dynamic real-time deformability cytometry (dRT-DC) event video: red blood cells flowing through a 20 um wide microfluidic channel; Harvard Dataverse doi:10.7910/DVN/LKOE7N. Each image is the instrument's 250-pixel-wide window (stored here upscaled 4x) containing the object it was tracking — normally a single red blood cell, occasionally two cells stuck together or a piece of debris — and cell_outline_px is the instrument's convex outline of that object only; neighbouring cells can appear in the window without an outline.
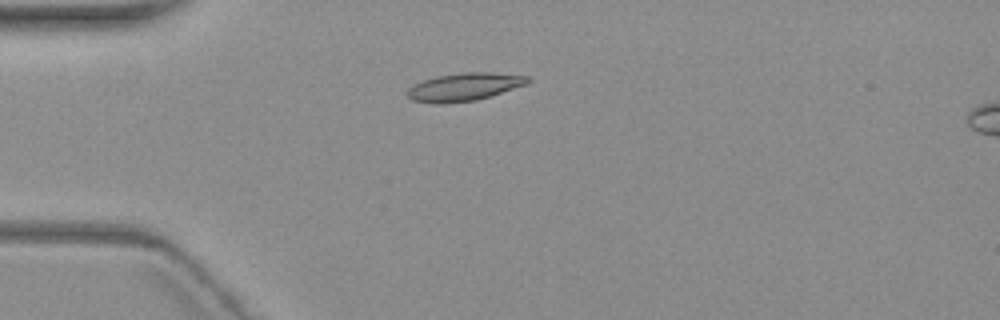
{"species": "common noctule bat (a hibernating species)", "species_latin": "Nyctalus noctula", "temperature_condition": "warm", "stored_images_in_passage": 6, "camera_frame_rate_fps": 3000, "um_per_image_px": 0.085, "animal": {"sex": "female", "body_mass_g": 19.3, "forearm_length_mm": 54.1}, "frame": {"image": 1, "passage_image": 3, "time_ms": 2.333, "image_size_px": [1000, 320], "cell_outline_px": [[532, 80], [528, 84], [476, 100], [440, 104], [432, 104], [412, 100], [408, 96], [408, 88], [412, 84], [436, 76], [460, 72], [492, 72], [528, 76]], "centroid_in_image_um": [39.46, 7.38], "position_along_channel_um": 45.5, "area_um2": 19.71}}
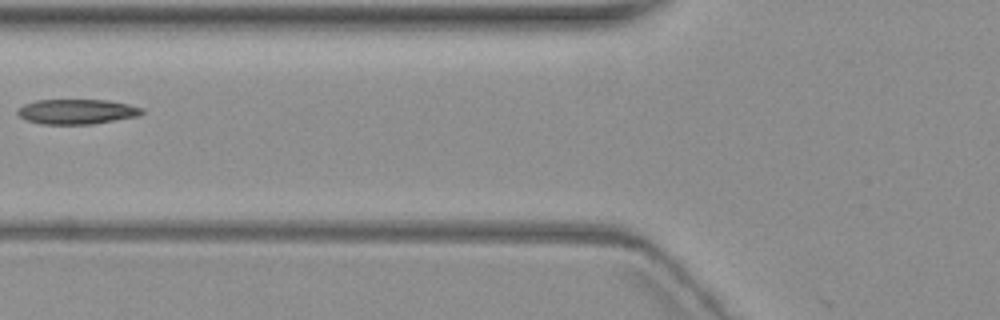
{"frame": {"image": 2, "passage_image": 5, "time_ms": 5.0, "image_size_px": [1000, 320], "cell_outline_px": [[144, 112], [136, 116], [92, 124], [40, 124], [28, 120], [20, 116], [16, 112], [24, 104], [36, 100], [108, 100], [128, 104], [144, 108]], "centroid_in_image_um": [6.53, 9.48], "position_along_channel_um": 119.3, "area_um2": 17.92}}
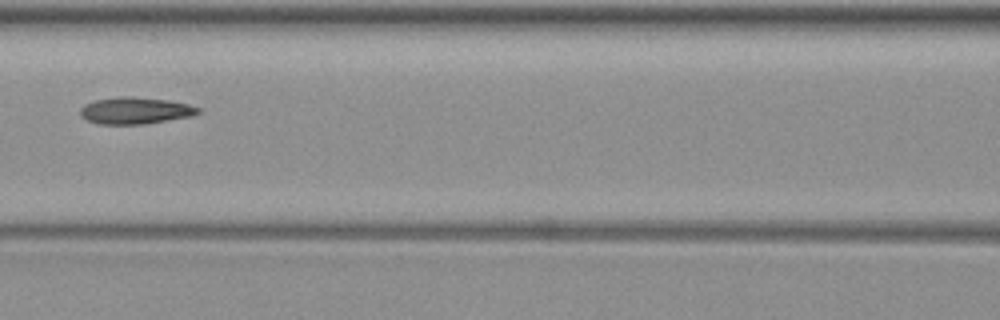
{"frame": {"image": 3, "passage_image": 6, "time_ms": 6.0, "image_size_px": [1000, 320], "cell_outline_px": [[200, 112], [192, 116], [144, 124], [100, 124], [88, 120], [80, 116], [80, 108], [84, 104], [96, 100], [120, 96], [132, 96], [168, 100], [188, 104], [200, 108]], "centroid_in_image_um": [11.49, 9.39], "position_along_channel_um": 155.1, "area_um2": 18.38}}